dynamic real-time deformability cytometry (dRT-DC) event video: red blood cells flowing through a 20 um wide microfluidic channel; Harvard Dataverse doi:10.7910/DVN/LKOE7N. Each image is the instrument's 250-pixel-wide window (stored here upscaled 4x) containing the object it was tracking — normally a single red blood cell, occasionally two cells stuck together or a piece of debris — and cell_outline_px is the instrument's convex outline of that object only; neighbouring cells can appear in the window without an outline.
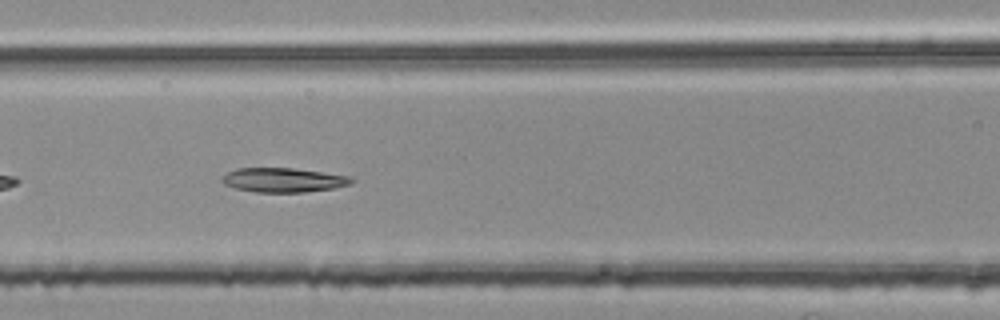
{"species": "common noctule bat (a hibernating species)", "species_latin": "Nyctalus noctula", "temperature_condition": "room temperature", "stored_images_in_passage": 14, "camera_frame_rate_fps": 3000, "um_per_image_px": 0.085, "animal": {"sex": "female", "body_mass_g": 25.1}, "frame": {"image": 1, "passage_image": 8, "time_ms": 2.333, "image_size_px": [1000, 320], "cell_outline_px": [[352, 184], [332, 188], [304, 192], [256, 192], [236, 188], [224, 184], [220, 180], [228, 172], [236, 168], [292, 168], [348, 176], [352, 180]], "centroid_in_image_um": [24.04, 15.3], "position_along_channel_um": 142.6, "area_um2": 18.03}}
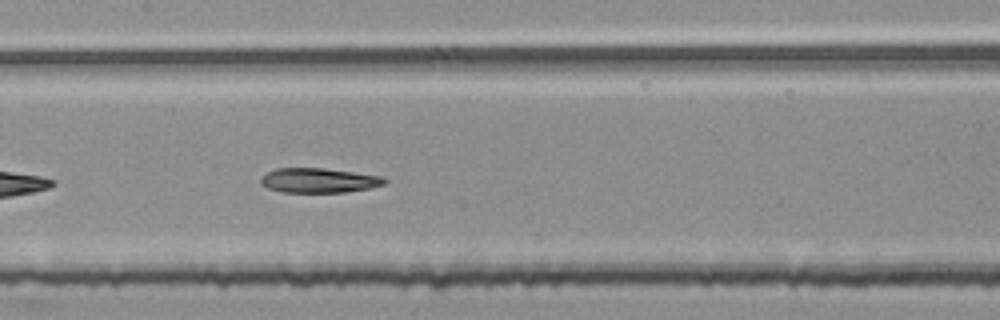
{"frame": {"image": 2, "passage_image": 11, "time_ms": 3.333, "image_size_px": [1000, 320], "cell_outline_px": [[388, 180], [384, 184], [368, 188], [344, 192], [280, 192], [268, 188], [260, 184], [260, 176], [276, 168], [324, 168], [384, 176]], "centroid_in_image_um": [27.08, 15.33], "position_along_channel_um": 180.3, "area_um2": 17.86}}